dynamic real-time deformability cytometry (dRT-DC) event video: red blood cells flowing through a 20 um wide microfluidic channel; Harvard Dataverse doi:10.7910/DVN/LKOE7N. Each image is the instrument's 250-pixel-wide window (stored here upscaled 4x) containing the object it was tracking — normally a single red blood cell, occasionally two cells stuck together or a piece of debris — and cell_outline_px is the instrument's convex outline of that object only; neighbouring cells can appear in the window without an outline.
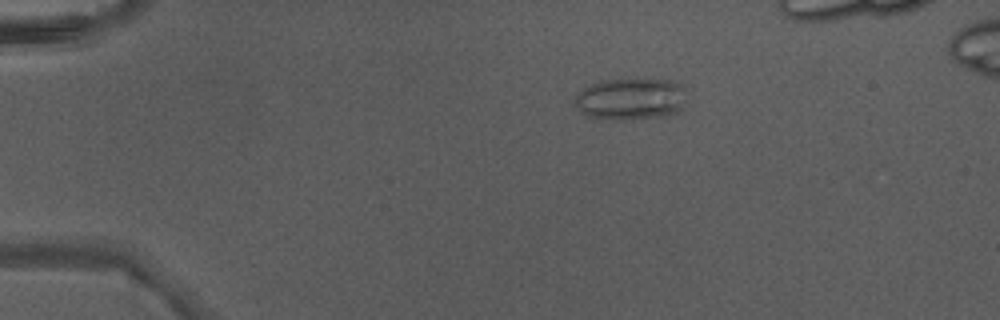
{"species": "Egyptian fruit bat (a non-hibernating species)", "species_latin": "Rousettus aegyptiacus", "temperature_condition": "warm", "stored_images_in_passage": 4, "camera_frame_rate_fps": 3000, "um_per_image_px": 0.085, "animal": {"sex": "male"}, "frame": {"image": 1, "passage_image": 1, "time_ms": 0.0, "image_size_px": [1000, 320], "cell_outline_px": [[684, 108], [676, 112], [664, 116], [624, 120], [616, 120], [588, 116], [572, 100], [572, 96], [584, 88], [592, 84], [604, 80], [672, 80], [684, 84]], "centroid_in_image_um": [53.63, 8.41], "position_along_channel_um": 31.4, "area_um2": 27.17}}